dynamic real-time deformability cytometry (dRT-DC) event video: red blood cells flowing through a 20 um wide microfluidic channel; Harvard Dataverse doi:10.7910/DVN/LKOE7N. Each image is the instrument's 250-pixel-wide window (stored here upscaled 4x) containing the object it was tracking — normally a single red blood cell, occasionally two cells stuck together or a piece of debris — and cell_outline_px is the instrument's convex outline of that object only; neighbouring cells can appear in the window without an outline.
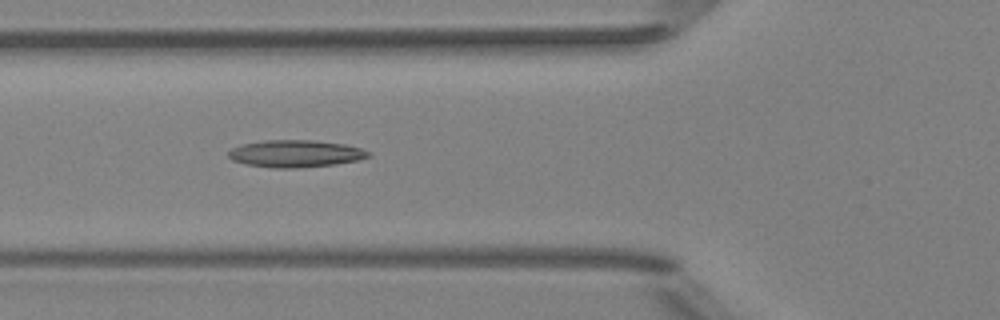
{"species": "Egyptian fruit bat (a non-hibernating species)", "species_latin": "Rousettus aegyptiacus", "temperature_condition": "room temperature", "stored_images_in_passage": 9, "camera_frame_rate_fps": 3000, "um_per_image_px": 0.085, "animal": {"sex": "female"}, "frame": {"image": 1, "passage_image": 7, "time_ms": 7.667, "image_size_px": [1000, 320], "cell_outline_px": [[372, 156], [360, 160], [336, 164], [296, 168], [272, 168], [244, 164], [232, 160], [228, 156], [228, 152], [232, 148], [240, 144], [264, 140], [312, 140], [344, 144], [360, 148], [372, 152]], "centroid_in_image_um": [25.12, 13.06], "position_along_channel_um": 100.7, "area_um2": 22.43}}
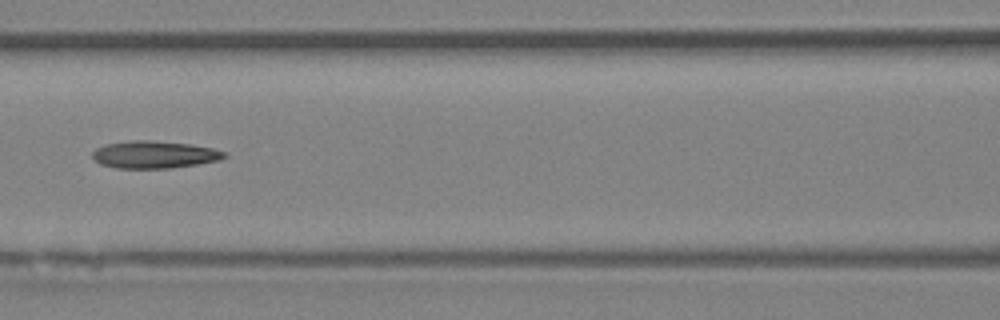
{"frame": {"image": 2, "passage_image": 8, "time_ms": 9.0, "image_size_px": [1000, 320], "cell_outline_px": [[228, 156], [220, 160], [196, 164], [168, 168], [116, 168], [100, 164], [92, 156], [92, 152], [96, 148], [104, 144], [132, 140], [148, 140], [188, 144], [212, 148], [224, 152]], "centroid_in_image_um": [13.08, 13.14], "position_along_channel_um": 153.5, "area_um2": 20.87}}
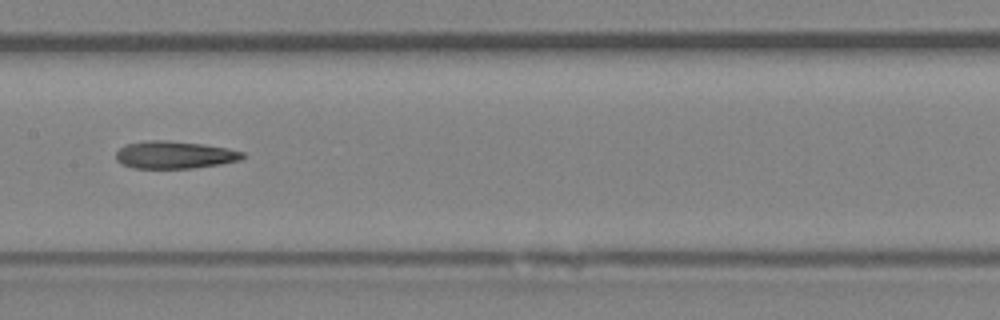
{"frame": {"image": 3, "passage_image": 9, "time_ms": 10.0, "image_size_px": [1000, 320], "cell_outline_px": [[244, 156], [240, 160], [220, 164], [192, 168], [132, 168], [120, 164], [116, 160], [116, 152], [124, 144], [148, 140], [168, 140], [204, 144], [228, 148], [244, 152]], "centroid_in_image_um": [14.8, 13.16], "position_along_channel_um": 192.6, "area_um2": 20.46}}